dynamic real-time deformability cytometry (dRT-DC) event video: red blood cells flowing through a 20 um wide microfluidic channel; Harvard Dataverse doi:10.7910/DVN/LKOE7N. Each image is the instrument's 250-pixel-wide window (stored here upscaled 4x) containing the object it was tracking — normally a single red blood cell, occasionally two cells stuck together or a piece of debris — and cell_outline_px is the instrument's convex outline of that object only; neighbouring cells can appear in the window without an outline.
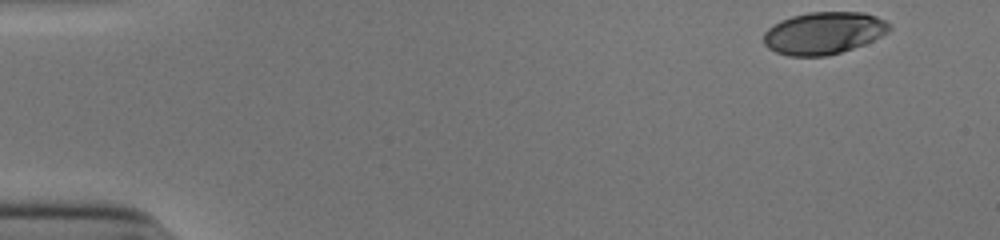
{"species": "human", "species_latin": "Homo sapiens", "temperature_condition": "cold", "stored_images_in_passage": 40, "camera_frame_rate_fps": 3000, "um_per_image_px": 0.085, "donor": {"sex": "male"}, "frame": {"image": 1, "passage_image": 1, "time_ms": 0.0, "image_size_px": [1000, 240], "cell_outline_px": [[892, 28], [888, 32], [864, 44], [828, 56], [788, 56], [776, 52], [768, 48], [764, 44], [764, 32], [768, 28], [780, 20], [792, 16], [808, 12], [864, 12], [876, 16], [892, 24]], "centroid_in_image_um": [70.01, 2.8], "position_along_channel_um": 15.0, "area_um2": 31.04}}
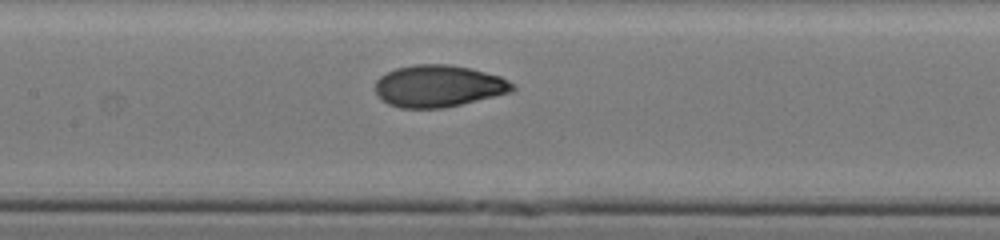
{"frame": {"image": 2, "passage_image": 23, "time_ms": 7.333, "image_size_px": [1000, 240], "cell_outline_px": [[516, 88], [512, 92], [444, 108], [400, 108], [388, 104], [376, 96], [376, 80], [380, 76], [396, 68], [412, 64], [448, 64], [468, 68], [500, 76], [516, 84]], "centroid_in_image_um": [37.27, 7.32], "position_along_channel_um": 170.1, "area_um2": 33.64}}
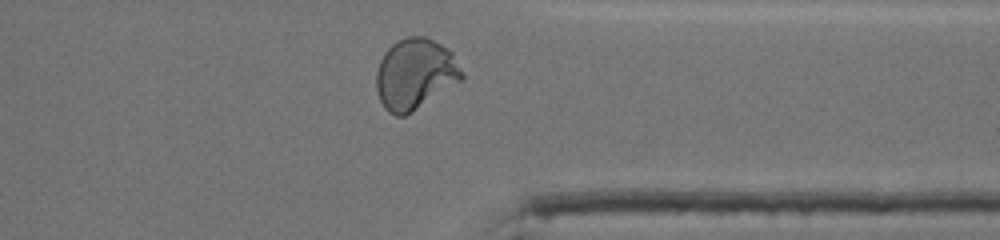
{"frame": {"image": 3, "passage_image": 39, "time_ms": 12.667, "image_size_px": [1000, 240], "cell_outline_px": [[464, 80], [412, 112], [404, 116], [396, 116], [388, 112], [384, 108], [380, 100], [376, 88], [376, 72], [380, 60], [384, 52], [396, 40], [408, 36], [424, 36], [440, 44], [452, 52], [464, 72]], "centroid_in_image_um": [35.3, 6.3], "position_along_channel_um": 376.1, "area_um2": 35.72}, "authors_computed_cell_mechanics": {"area_um2": 33.0038, "velocity_mm_per_s": 3.9172, "shape_relaxation_time_tau1_ms": 5.9772, "shape_relaxation_time_tau2_ms": null, "deformation_change_tau1": 0.233, "deformation_change_tau2": null}}